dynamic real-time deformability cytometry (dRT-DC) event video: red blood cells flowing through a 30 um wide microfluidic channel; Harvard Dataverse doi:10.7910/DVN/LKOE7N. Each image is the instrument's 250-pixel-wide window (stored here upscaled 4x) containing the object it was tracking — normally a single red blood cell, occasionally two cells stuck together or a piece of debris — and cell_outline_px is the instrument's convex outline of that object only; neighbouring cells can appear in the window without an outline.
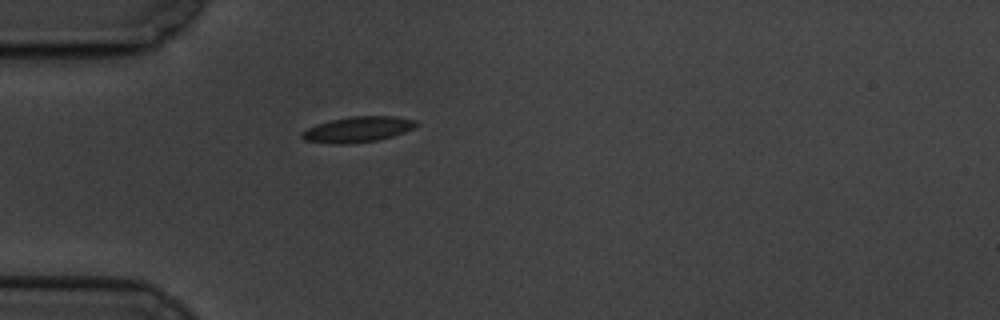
{"species": "common noctule bat (a hibernating species)", "species_latin": "Nyctalus noctula", "temperature_condition": "cold", "stored_images_in_passage": 2, "camera_frame_rate_fps": 3000, "um_per_image_px": 0.085, "animal": {"sex": "male", "body_mass_g": 19.5, "forearm_length_mm": 54.6}, "frame": {"image": 1, "passage_image": 1, "time_ms": 0.0, "image_size_px": [1000, 320], "cell_outline_px": [[420, 124], [404, 132], [392, 136], [376, 140], [348, 144], [332, 144], [304, 140], [300, 136], [300, 132], [316, 124], [332, 120], [352, 116], [396, 116], [416, 120]], "centroid_in_image_um": [30.4, 11.0], "position_along_channel_um": 54.6, "area_um2": 17.05}}